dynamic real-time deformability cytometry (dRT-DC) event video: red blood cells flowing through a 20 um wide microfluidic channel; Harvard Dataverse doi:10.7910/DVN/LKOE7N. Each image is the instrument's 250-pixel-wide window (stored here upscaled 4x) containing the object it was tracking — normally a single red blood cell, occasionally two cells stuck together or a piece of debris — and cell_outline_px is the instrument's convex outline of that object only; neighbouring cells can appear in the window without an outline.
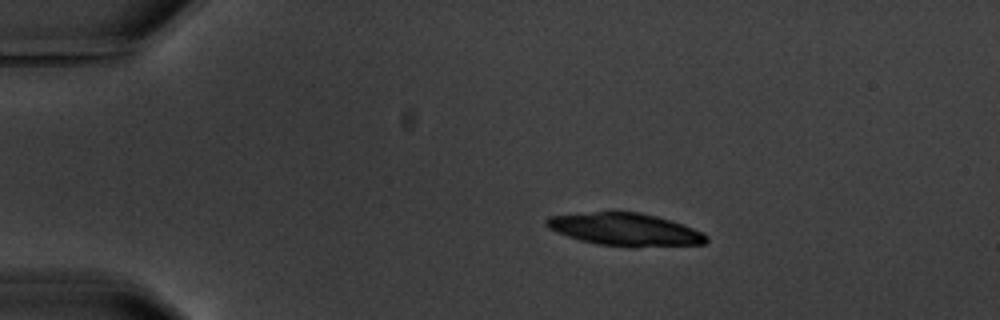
{"species": "common noctule bat (a hibernating species)", "species_latin": "Nyctalus noctula", "temperature_condition": "warm", "stored_images_in_passage": 6, "camera_frame_rate_fps": 3000, "um_per_image_px": 0.085, "animal": {"sex": "male", "body_mass_g": 20.1, "forearm_length_mm": 53.5}, "frame": {"image": 1, "passage_image": 3, "time_ms": 2.333, "image_size_px": [1000, 320], "cell_outline_px": [[708, 240], [704, 244], [636, 248], [632, 248], [596, 244], [580, 240], [556, 232], [548, 228], [544, 224], [544, 220], [548, 216], [596, 212], [640, 212], [672, 220], [704, 232], [708, 236]], "centroid_in_image_um": [53.17, 19.52], "position_along_channel_um": 31.8, "area_um2": 30.87}}